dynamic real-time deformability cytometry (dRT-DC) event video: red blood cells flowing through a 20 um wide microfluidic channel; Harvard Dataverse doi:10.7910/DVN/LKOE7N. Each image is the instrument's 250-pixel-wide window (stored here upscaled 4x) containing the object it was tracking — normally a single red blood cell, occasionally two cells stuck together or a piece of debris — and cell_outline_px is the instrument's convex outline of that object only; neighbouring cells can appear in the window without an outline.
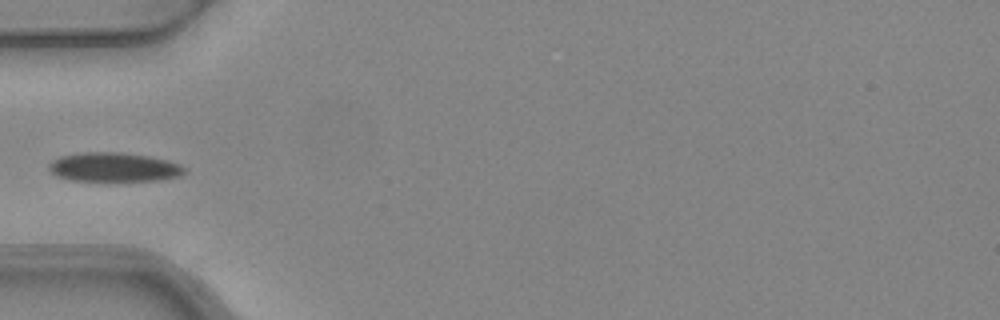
{"species": "common noctule bat (a hibernating species)", "species_latin": "Nyctalus noctula", "temperature_condition": "warm", "stored_images_in_passage": 5, "camera_frame_rate_fps": 3000, "um_per_image_px": 0.085, "animal": {"sex": "female", "body_mass_g": 24.6, "forearm_length_mm": 56.2}, "frame": {"image": 1, "passage_image": 5, "time_ms": 1.333, "image_size_px": [1000, 320], "cell_outline_px": [[188, 172], [180, 176], [156, 180], [68, 180], [56, 176], [48, 168], [48, 164], [52, 160], [60, 156], [84, 152], [120, 152], [148, 156], [168, 160], [180, 164], [188, 168]], "centroid_in_image_um": [9.7, 14.2], "position_along_channel_um": 75.3, "area_um2": 23.06}}